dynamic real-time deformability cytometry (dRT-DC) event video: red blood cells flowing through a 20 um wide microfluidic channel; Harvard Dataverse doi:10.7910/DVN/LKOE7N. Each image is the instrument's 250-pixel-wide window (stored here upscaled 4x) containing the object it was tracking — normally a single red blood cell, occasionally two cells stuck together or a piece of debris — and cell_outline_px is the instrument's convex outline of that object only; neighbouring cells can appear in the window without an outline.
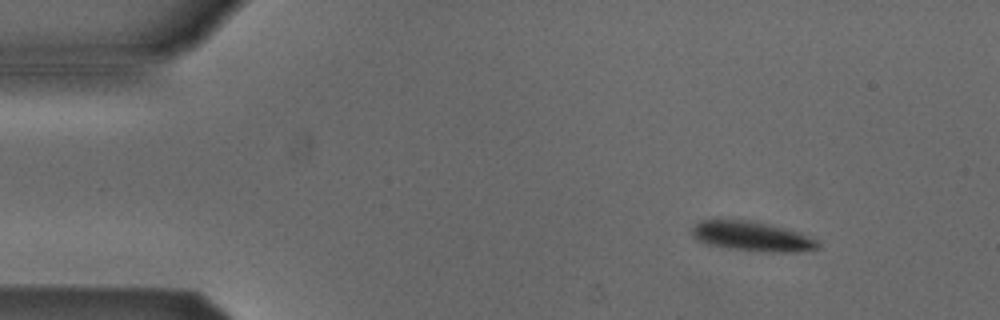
{"species": "Egyptian fruit bat (a non-hibernating species)", "species_latin": "Rousettus aegyptiacus", "temperature_condition": "cold", "stored_images_in_passage": 4, "camera_frame_rate_fps": 3000, "um_per_image_px": 0.085, "animal": {"sex": "male"}, "frame": {"image": 1, "passage_image": 2, "time_ms": 1.0, "image_size_px": [1000, 320], "cell_outline_px": [[820, 248], [800, 252], [764, 252], [728, 248], [704, 244], [696, 240], [692, 236], [692, 228], [700, 220], [752, 220], [800, 232], [820, 240]], "centroid_in_image_um": [63.96, 20.1], "position_along_channel_um": 21.0, "area_um2": 22.14}}
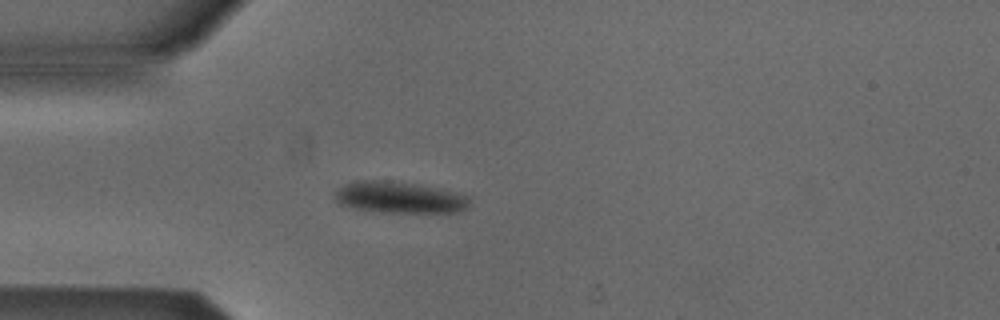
{"frame": {"image": 2, "passage_image": 4, "time_ms": 3.667, "image_size_px": [1000, 320], "cell_outline_px": [[472, 204], [468, 208], [460, 212], [372, 212], [348, 208], [340, 204], [332, 196], [344, 184], [352, 180], [392, 180], [456, 192], [472, 196]], "centroid_in_image_um": [33.95, 16.79], "position_along_channel_um": 51.0, "area_um2": 25.32}}